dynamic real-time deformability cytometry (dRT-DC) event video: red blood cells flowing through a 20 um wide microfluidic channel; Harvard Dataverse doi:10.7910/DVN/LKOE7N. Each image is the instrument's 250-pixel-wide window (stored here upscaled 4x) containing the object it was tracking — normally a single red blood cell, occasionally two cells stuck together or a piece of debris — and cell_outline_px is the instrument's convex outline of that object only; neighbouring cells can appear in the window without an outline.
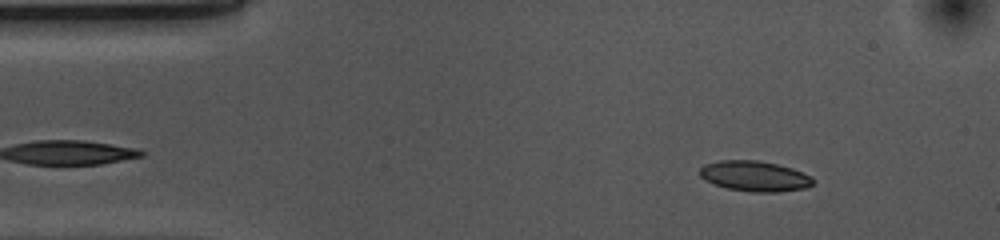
{"species": "common noctule bat (a hibernating species)", "species_latin": "Nyctalus noctula", "temperature_condition": "cold", "stored_images_in_passage": 52, "camera_frame_rate_fps": 3000, "um_per_image_px": 0.085, "animal": {"sex": "female", "body_mass_g": 10.0, "forearm_length_mm": 53.1}, "frame": {"image": 1, "passage_image": 5, "time_ms": 1.333, "image_size_px": [1000, 240], "cell_outline_px": [[816, 180], [812, 184], [804, 188], [776, 192], [752, 192], [728, 188], [704, 180], [700, 176], [700, 168], [704, 164], [720, 160], [756, 160], [776, 164], [792, 168], [812, 176]], "centroid_in_image_um": [64.15, 14.96], "position_along_channel_um": 20.8, "area_um2": 20.0}}
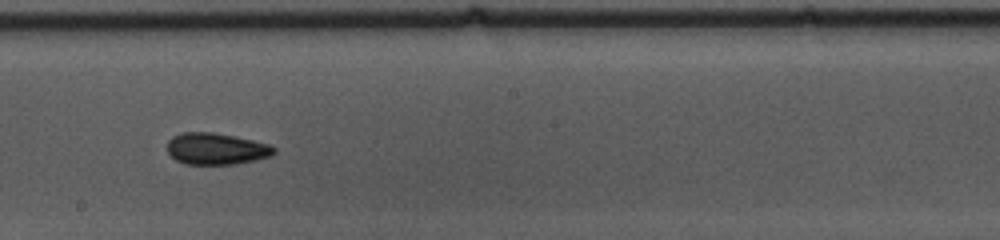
{"frame": {"image": 2, "passage_image": 27, "time_ms": 8.667, "image_size_px": [1000, 240], "cell_outline_px": [[276, 152], [272, 156], [256, 160], [236, 164], [184, 164], [176, 160], [168, 152], [168, 140], [172, 136], [180, 132], [212, 132], [252, 140], [268, 144], [276, 148]], "centroid_in_image_um": [18.38, 12.65], "position_along_channel_um": 229.8, "area_um2": 19.71}}
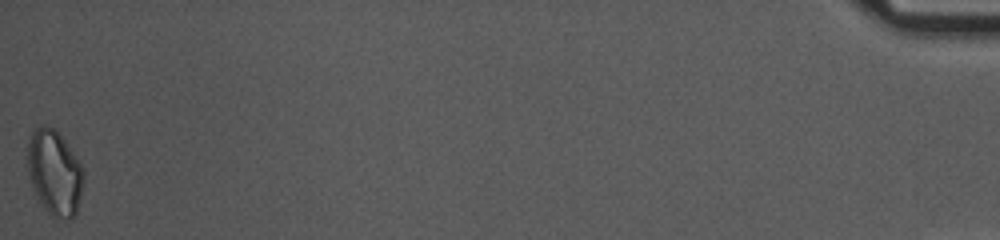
{"frame": {"image": 3, "passage_image": 52, "time_ms": 17.0, "image_size_px": [1000, 240], "cell_outline_px": [[84, 180], [76, 216], [68, 220], [52, 216], [44, 208], [36, 196], [32, 188], [28, 172], [28, 140], [32, 132], [36, 128], [44, 124], [52, 128], [64, 140], [84, 168]], "centroid_in_image_um": [4.65, 14.71], "position_along_channel_um": 430.6, "area_um2": 27.8}, "authors_computed_cell_mechanics": {"area_um2": 19.8832, "velocity_mm_per_s": 3.6695, "shape_relaxation_time_tau1_ms": 7.667, "shape_relaxation_time_tau2_ms": 4.3596, "deformation_change_tau1": 0.1254, "deformation_change_tau2": 0.0916}}